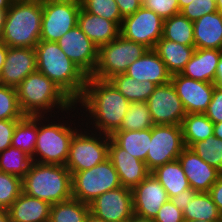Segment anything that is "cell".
Returning a JSON list of instances; mask_svg holds the SVG:
<instances>
[{
  "mask_svg": "<svg viewBox=\"0 0 222 222\" xmlns=\"http://www.w3.org/2000/svg\"><path fill=\"white\" fill-rule=\"evenodd\" d=\"M83 126L77 105L58 115L38 116L34 162L65 165L73 135Z\"/></svg>",
  "mask_w": 222,
  "mask_h": 222,
  "instance_id": "2",
  "label": "cell"
},
{
  "mask_svg": "<svg viewBox=\"0 0 222 222\" xmlns=\"http://www.w3.org/2000/svg\"><path fill=\"white\" fill-rule=\"evenodd\" d=\"M42 0H14L6 12L2 30L8 47L35 48L40 41Z\"/></svg>",
  "mask_w": 222,
  "mask_h": 222,
  "instance_id": "5",
  "label": "cell"
},
{
  "mask_svg": "<svg viewBox=\"0 0 222 222\" xmlns=\"http://www.w3.org/2000/svg\"><path fill=\"white\" fill-rule=\"evenodd\" d=\"M0 222H10L9 214L6 209L0 208Z\"/></svg>",
  "mask_w": 222,
  "mask_h": 222,
  "instance_id": "53",
  "label": "cell"
},
{
  "mask_svg": "<svg viewBox=\"0 0 222 222\" xmlns=\"http://www.w3.org/2000/svg\"><path fill=\"white\" fill-rule=\"evenodd\" d=\"M126 75L137 81H150L157 86L170 82L171 74L153 49H148L140 58L128 66Z\"/></svg>",
  "mask_w": 222,
  "mask_h": 222,
  "instance_id": "21",
  "label": "cell"
},
{
  "mask_svg": "<svg viewBox=\"0 0 222 222\" xmlns=\"http://www.w3.org/2000/svg\"><path fill=\"white\" fill-rule=\"evenodd\" d=\"M214 124L222 122V89L215 86L211 102L204 113Z\"/></svg>",
  "mask_w": 222,
  "mask_h": 222,
  "instance_id": "44",
  "label": "cell"
},
{
  "mask_svg": "<svg viewBox=\"0 0 222 222\" xmlns=\"http://www.w3.org/2000/svg\"><path fill=\"white\" fill-rule=\"evenodd\" d=\"M62 51L87 76H91L98 62V47L77 26L66 32L58 41Z\"/></svg>",
  "mask_w": 222,
  "mask_h": 222,
  "instance_id": "15",
  "label": "cell"
},
{
  "mask_svg": "<svg viewBox=\"0 0 222 222\" xmlns=\"http://www.w3.org/2000/svg\"><path fill=\"white\" fill-rule=\"evenodd\" d=\"M142 7L152 10L163 19L180 14L178 0H143Z\"/></svg>",
  "mask_w": 222,
  "mask_h": 222,
  "instance_id": "42",
  "label": "cell"
},
{
  "mask_svg": "<svg viewBox=\"0 0 222 222\" xmlns=\"http://www.w3.org/2000/svg\"><path fill=\"white\" fill-rule=\"evenodd\" d=\"M14 0H0V11H7Z\"/></svg>",
  "mask_w": 222,
  "mask_h": 222,
  "instance_id": "52",
  "label": "cell"
},
{
  "mask_svg": "<svg viewBox=\"0 0 222 222\" xmlns=\"http://www.w3.org/2000/svg\"><path fill=\"white\" fill-rule=\"evenodd\" d=\"M151 173L164 187L169 199L190 188L188 179L178 159L157 167Z\"/></svg>",
  "mask_w": 222,
  "mask_h": 222,
  "instance_id": "28",
  "label": "cell"
},
{
  "mask_svg": "<svg viewBox=\"0 0 222 222\" xmlns=\"http://www.w3.org/2000/svg\"><path fill=\"white\" fill-rule=\"evenodd\" d=\"M183 222H209V221H201V220H184Z\"/></svg>",
  "mask_w": 222,
  "mask_h": 222,
  "instance_id": "60",
  "label": "cell"
},
{
  "mask_svg": "<svg viewBox=\"0 0 222 222\" xmlns=\"http://www.w3.org/2000/svg\"><path fill=\"white\" fill-rule=\"evenodd\" d=\"M81 9L113 21L121 27L123 17L115 0H82Z\"/></svg>",
  "mask_w": 222,
  "mask_h": 222,
  "instance_id": "38",
  "label": "cell"
},
{
  "mask_svg": "<svg viewBox=\"0 0 222 222\" xmlns=\"http://www.w3.org/2000/svg\"><path fill=\"white\" fill-rule=\"evenodd\" d=\"M31 163L32 159L28 154L13 146L0 152L1 172L13 174L22 179L28 172Z\"/></svg>",
  "mask_w": 222,
  "mask_h": 222,
  "instance_id": "35",
  "label": "cell"
},
{
  "mask_svg": "<svg viewBox=\"0 0 222 222\" xmlns=\"http://www.w3.org/2000/svg\"><path fill=\"white\" fill-rule=\"evenodd\" d=\"M37 70L34 48L8 47L0 73V84L16 88L29 74Z\"/></svg>",
  "mask_w": 222,
  "mask_h": 222,
  "instance_id": "18",
  "label": "cell"
},
{
  "mask_svg": "<svg viewBox=\"0 0 222 222\" xmlns=\"http://www.w3.org/2000/svg\"><path fill=\"white\" fill-rule=\"evenodd\" d=\"M77 25L98 48L120 35V27L115 22L83 9H80Z\"/></svg>",
  "mask_w": 222,
  "mask_h": 222,
  "instance_id": "23",
  "label": "cell"
},
{
  "mask_svg": "<svg viewBox=\"0 0 222 222\" xmlns=\"http://www.w3.org/2000/svg\"><path fill=\"white\" fill-rule=\"evenodd\" d=\"M132 193L134 214L143 218L154 219L169 200L166 190L152 173L135 186Z\"/></svg>",
  "mask_w": 222,
  "mask_h": 222,
  "instance_id": "17",
  "label": "cell"
},
{
  "mask_svg": "<svg viewBox=\"0 0 222 222\" xmlns=\"http://www.w3.org/2000/svg\"><path fill=\"white\" fill-rule=\"evenodd\" d=\"M217 11L216 0H193L180 13L187 19L195 21L205 14Z\"/></svg>",
  "mask_w": 222,
  "mask_h": 222,
  "instance_id": "41",
  "label": "cell"
},
{
  "mask_svg": "<svg viewBox=\"0 0 222 222\" xmlns=\"http://www.w3.org/2000/svg\"><path fill=\"white\" fill-rule=\"evenodd\" d=\"M213 135L219 139H222V122L214 124Z\"/></svg>",
  "mask_w": 222,
  "mask_h": 222,
  "instance_id": "51",
  "label": "cell"
},
{
  "mask_svg": "<svg viewBox=\"0 0 222 222\" xmlns=\"http://www.w3.org/2000/svg\"><path fill=\"white\" fill-rule=\"evenodd\" d=\"M184 220L219 222L222 213L208 192H198L183 210Z\"/></svg>",
  "mask_w": 222,
  "mask_h": 222,
  "instance_id": "32",
  "label": "cell"
},
{
  "mask_svg": "<svg viewBox=\"0 0 222 222\" xmlns=\"http://www.w3.org/2000/svg\"><path fill=\"white\" fill-rule=\"evenodd\" d=\"M117 90L131 102H146L157 87L150 81H137L132 77L123 74H117L109 79Z\"/></svg>",
  "mask_w": 222,
  "mask_h": 222,
  "instance_id": "30",
  "label": "cell"
},
{
  "mask_svg": "<svg viewBox=\"0 0 222 222\" xmlns=\"http://www.w3.org/2000/svg\"><path fill=\"white\" fill-rule=\"evenodd\" d=\"M214 84H215V86L222 89V56L217 64L216 77L214 80Z\"/></svg>",
  "mask_w": 222,
  "mask_h": 222,
  "instance_id": "49",
  "label": "cell"
},
{
  "mask_svg": "<svg viewBox=\"0 0 222 222\" xmlns=\"http://www.w3.org/2000/svg\"><path fill=\"white\" fill-rule=\"evenodd\" d=\"M110 138L130 155L146 163L151 142V128L134 131L117 130Z\"/></svg>",
  "mask_w": 222,
  "mask_h": 222,
  "instance_id": "27",
  "label": "cell"
},
{
  "mask_svg": "<svg viewBox=\"0 0 222 222\" xmlns=\"http://www.w3.org/2000/svg\"><path fill=\"white\" fill-rule=\"evenodd\" d=\"M75 104L86 128L111 136L120 128L130 102L109 80L88 76L83 95Z\"/></svg>",
  "mask_w": 222,
  "mask_h": 222,
  "instance_id": "1",
  "label": "cell"
},
{
  "mask_svg": "<svg viewBox=\"0 0 222 222\" xmlns=\"http://www.w3.org/2000/svg\"><path fill=\"white\" fill-rule=\"evenodd\" d=\"M185 147L213 136L214 123L204 113L186 114L181 123Z\"/></svg>",
  "mask_w": 222,
  "mask_h": 222,
  "instance_id": "29",
  "label": "cell"
},
{
  "mask_svg": "<svg viewBox=\"0 0 222 222\" xmlns=\"http://www.w3.org/2000/svg\"><path fill=\"white\" fill-rule=\"evenodd\" d=\"M188 179L190 187L197 192H209L222 174L201 159L192 149L185 147L177 158Z\"/></svg>",
  "mask_w": 222,
  "mask_h": 222,
  "instance_id": "19",
  "label": "cell"
},
{
  "mask_svg": "<svg viewBox=\"0 0 222 222\" xmlns=\"http://www.w3.org/2000/svg\"><path fill=\"white\" fill-rule=\"evenodd\" d=\"M22 192V179L0 171V208L8 209Z\"/></svg>",
  "mask_w": 222,
  "mask_h": 222,
  "instance_id": "40",
  "label": "cell"
},
{
  "mask_svg": "<svg viewBox=\"0 0 222 222\" xmlns=\"http://www.w3.org/2000/svg\"><path fill=\"white\" fill-rule=\"evenodd\" d=\"M22 192L50 205L72 198L71 172L65 165L32 161L22 178Z\"/></svg>",
  "mask_w": 222,
  "mask_h": 222,
  "instance_id": "6",
  "label": "cell"
},
{
  "mask_svg": "<svg viewBox=\"0 0 222 222\" xmlns=\"http://www.w3.org/2000/svg\"><path fill=\"white\" fill-rule=\"evenodd\" d=\"M16 88L0 84V120L22 119Z\"/></svg>",
  "mask_w": 222,
  "mask_h": 222,
  "instance_id": "39",
  "label": "cell"
},
{
  "mask_svg": "<svg viewBox=\"0 0 222 222\" xmlns=\"http://www.w3.org/2000/svg\"><path fill=\"white\" fill-rule=\"evenodd\" d=\"M154 123L146 102H131L118 130L134 131L152 128Z\"/></svg>",
  "mask_w": 222,
  "mask_h": 222,
  "instance_id": "36",
  "label": "cell"
},
{
  "mask_svg": "<svg viewBox=\"0 0 222 222\" xmlns=\"http://www.w3.org/2000/svg\"><path fill=\"white\" fill-rule=\"evenodd\" d=\"M19 120H0V152L11 146L13 132Z\"/></svg>",
  "mask_w": 222,
  "mask_h": 222,
  "instance_id": "45",
  "label": "cell"
},
{
  "mask_svg": "<svg viewBox=\"0 0 222 222\" xmlns=\"http://www.w3.org/2000/svg\"><path fill=\"white\" fill-rule=\"evenodd\" d=\"M193 0H178L180 11Z\"/></svg>",
  "mask_w": 222,
  "mask_h": 222,
  "instance_id": "57",
  "label": "cell"
},
{
  "mask_svg": "<svg viewBox=\"0 0 222 222\" xmlns=\"http://www.w3.org/2000/svg\"><path fill=\"white\" fill-rule=\"evenodd\" d=\"M47 1H53V2H71V3H77L81 5L82 0H47Z\"/></svg>",
  "mask_w": 222,
  "mask_h": 222,
  "instance_id": "58",
  "label": "cell"
},
{
  "mask_svg": "<svg viewBox=\"0 0 222 222\" xmlns=\"http://www.w3.org/2000/svg\"><path fill=\"white\" fill-rule=\"evenodd\" d=\"M185 148L181 125H154L151 128V142L146 157L147 169L176 160Z\"/></svg>",
  "mask_w": 222,
  "mask_h": 222,
  "instance_id": "10",
  "label": "cell"
},
{
  "mask_svg": "<svg viewBox=\"0 0 222 222\" xmlns=\"http://www.w3.org/2000/svg\"><path fill=\"white\" fill-rule=\"evenodd\" d=\"M130 220H131V222H155L153 219L139 217L135 214L133 215V217Z\"/></svg>",
  "mask_w": 222,
  "mask_h": 222,
  "instance_id": "54",
  "label": "cell"
},
{
  "mask_svg": "<svg viewBox=\"0 0 222 222\" xmlns=\"http://www.w3.org/2000/svg\"><path fill=\"white\" fill-rule=\"evenodd\" d=\"M222 50L195 48L191 59L180 73L186 78L214 83Z\"/></svg>",
  "mask_w": 222,
  "mask_h": 222,
  "instance_id": "22",
  "label": "cell"
},
{
  "mask_svg": "<svg viewBox=\"0 0 222 222\" xmlns=\"http://www.w3.org/2000/svg\"><path fill=\"white\" fill-rule=\"evenodd\" d=\"M7 11H0V30H3V25L5 21V15Z\"/></svg>",
  "mask_w": 222,
  "mask_h": 222,
  "instance_id": "56",
  "label": "cell"
},
{
  "mask_svg": "<svg viewBox=\"0 0 222 222\" xmlns=\"http://www.w3.org/2000/svg\"><path fill=\"white\" fill-rule=\"evenodd\" d=\"M72 198L90 204L103 193L121 187L119 176L108 158L96 166L71 172Z\"/></svg>",
  "mask_w": 222,
  "mask_h": 222,
  "instance_id": "9",
  "label": "cell"
},
{
  "mask_svg": "<svg viewBox=\"0 0 222 222\" xmlns=\"http://www.w3.org/2000/svg\"><path fill=\"white\" fill-rule=\"evenodd\" d=\"M190 149L222 173V139L213 135L194 143Z\"/></svg>",
  "mask_w": 222,
  "mask_h": 222,
  "instance_id": "37",
  "label": "cell"
},
{
  "mask_svg": "<svg viewBox=\"0 0 222 222\" xmlns=\"http://www.w3.org/2000/svg\"><path fill=\"white\" fill-rule=\"evenodd\" d=\"M110 136L84 125L73 135L65 166L70 172L90 169L108 159Z\"/></svg>",
  "mask_w": 222,
  "mask_h": 222,
  "instance_id": "7",
  "label": "cell"
},
{
  "mask_svg": "<svg viewBox=\"0 0 222 222\" xmlns=\"http://www.w3.org/2000/svg\"><path fill=\"white\" fill-rule=\"evenodd\" d=\"M153 220L155 222H183V211L178 209L169 199L161 206Z\"/></svg>",
  "mask_w": 222,
  "mask_h": 222,
  "instance_id": "43",
  "label": "cell"
},
{
  "mask_svg": "<svg viewBox=\"0 0 222 222\" xmlns=\"http://www.w3.org/2000/svg\"><path fill=\"white\" fill-rule=\"evenodd\" d=\"M217 10L222 13V0H216Z\"/></svg>",
  "mask_w": 222,
  "mask_h": 222,
  "instance_id": "59",
  "label": "cell"
},
{
  "mask_svg": "<svg viewBox=\"0 0 222 222\" xmlns=\"http://www.w3.org/2000/svg\"><path fill=\"white\" fill-rule=\"evenodd\" d=\"M154 125H181L186 111L171 82L157 86L146 101Z\"/></svg>",
  "mask_w": 222,
  "mask_h": 222,
  "instance_id": "14",
  "label": "cell"
},
{
  "mask_svg": "<svg viewBox=\"0 0 222 222\" xmlns=\"http://www.w3.org/2000/svg\"><path fill=\"white\" fill-rule=\"evenodd\" d=\"M90 213L105 222H124L133 215V193L127 187L109 190L90 204Z\"/></svg>",
  "mask_w": 222,
  "mask_h": 222,
  "instance_id": "13",
  "label": "cell"
},
{
  "mask_svg": "<svg viewBox=\"0 0 222 222\" xmlns=\"http://www.w3.org/2000/svg\"><path fill=\"white\" fill-rule=\"evenodd\" d=\"M81 5L71 2L42 0L40 40L58 41L66 32L77 26Z\"/></svg>",
  "mask_w": 222,
  "mask_h": 222,
  "instance_id": "11",
  "label": "cell"
},
{
  "mask_svg": "<svg viewBox=\"0 0 222 222\" xmlns=\"http://www.w3.org/2000/svg\"><path fill=\"white\" fill-rule=\"evenodd\" d=\"M193 21L181 13L164 19L163 38L182 45L194 46Z\"/></svg>",
  "mask_w": 222,
  "mask_h": 222,
  "instance_id": "34",
  "label": "cell"
},
{
  "mask_svg": "<svg viewBox=\"0 0 222 222\" xmlns=\"http://www.w3.org/2000/svg\"><path fill=\"white\" fill-rule=\"evenodd\" d=\"M37 134L38 116L25 115L15 126L11 146L25 152L34 161Z\"/></svg>",
  "mask_w": 222,
  "mask_h": 222,
  "instance_id": "31",
  "label": "cell"
},
{
  "mask_svg": "<svg viewBox=\"0 0 222 222\" xmlns=\"http://www.w3.org/2000/svg\"><path fill=\"white\" fill-rule=\"evenodd\" d=\"M193 26L195 48L222 50V13L205 14Z\"/></svg>",
  "mask_w": 222,
  "mask_h": 222,
  "instance_id": "24",
  "label": "cell"
},
{
  "mask_svg": "<svg viewBox=\"0 0 222 222\" xmlns=\"http://www.w3.org/2000/svg\"><path fill=\"white\" fill-rule=\"evenodd\" d=\"M163 26L162 17L141 6L133 15L123 18L120 35L148 49H154L163 36Z\"/></svg>",
  "mask_w": 222,
  "mask_h": 222,
  "instance_id": "12",
  "label": "cell"
},
{
  "mask_svg": "<svg viewBox=\"0 0 222 222\" xmlns=\"http://www.w3.org/2000/svg\"><path fill=\"white\" fill-rule=\"evenodd\" d=\"M170 82L181 99L186 114L205 113L212 99L214 83L186 78L181 74L172 75Z\"/></svg>",
  "mask_w": 222,
  "mask_h": 222,
  "instance_id": "16",
  "label": "cell"
},
{
  "mask_svg": "<svg viewBox=\"0 0 222 222\" xmlns=\"http://www.w3.org/2000/svg\"><path fill=\"white\" fill-rule=\"evenodd\" d=\"M208 193L210 194L212 201L216 204L217 208L222 213V174L212 185Z\"/></svg>",
  "mask_w": 222,
  "mask_h": 222,
  "instance_id": "48",
  "label": "cell"
},
{
  "mask_svg": "<svg viewBox=\"0 0 222 222\" xmlns=\"http://www.w3.org/2000/svg\"><path fill=\"white\" fill-rule=\"evenodd\" d=\"M164 62L171 75L180 74L191 59L195 47L161 37L153 49Z\"/></svg>",
  "mask_w": 222,
  "mask_h": 222,
  "instance_id": "26",
  "label": "cell"
},
{
  "mask_svg": "<svg viewBox=\"0 0 222 222\" xmlns=\"http://www.w3.org/2000/svg\"><path fill=\"white\" fill-rule=\"evenodd\" d=\"M86 222H105L102 219H99L97 217H95L94 215H92L91 213L88 215Z\"/></svg>",
  "mask_w": 222,
  "mask_h": 222,
  "instance_id": "55",
  "label": "cell"
},
{
  "mask_svg": "<svg viewBox=\"0 0 222 222\" xmlns=\"http://www.w3.org/2000/svg\"><path fill=\"white\" fill-rule=\"evenodd\" d=\"M89 214V204L71 198L51 205L48 222H86Z\"/></svg>",
  "mask_w": 222,
  "mask_h": 222,
  "instance_id": "33",
  "label": "cell"
},
{
  "mask_svg": "<svg viewBox=\"0 0 222 222\" xmlns=\"http://www.w3.org/2000/svg\"><path fill=\"white\" fill-rule=\"evenodd\" d=\"M0 43H3V40H2V31L0 30Z\"/></svg>",
  "mask_w": 222,
  "mask_h": 222,
  "instance_id": "61",
  "label": "cell"
},
{
  "mask_svg": "<svg viewBox=\"0 0 222 222\" xmlns=\"http://www.w3.org/2000/svg\"><path fill=\"white\" fill-rule=\"evenodd\" d=\"M197 191H194L191 187L184 190L183 192H179L177 196L172 197L170 200L173 202V204L183 211L187 204L192 201L194 196L197 194Z\"/></svg>",
  "mask_w": 222,
  "mask_h": 222,
  "instance_id": "47",
  "label": "cell"
},
{
  "mask_svg": "<svg viewBox=\"0 0 222 222\" xmlns=\"http://www.w3.org/2000/svg\"><path fill=\"white\" fill-rule=\"evenodd\" d=\"M51 205L21 192L7 209L10 222H48Z\"/></svg>",
  "mask_w": 222,
  "mask_h": 222,
  "instance_id": "25",
  "label": "cell"
},
{
  "mask_svg": "<svg viewBox=\"0 0 222 222\" xmlns=\"http://www.w3.org/2000/svg\"><path fill=\"white\" fill-rule=\"evenodd\" d=\"M37 71L58 85L75 103L82 97L87 75L57 42L40 40L35 46Z\"/></svg>",
  "mask_w": 222,
  "mask_h": 222,
  "instance_id": "4",
  "label": "cell"
},
{
  "mask_svg": "<svg viewBox=\"0 0 222 222\" xmlns=\"http://www.w3.org/2000/svg\"><path fill=\"white\" fill-rule=\"evenodd\" d=\"M16 91L25 115H58L75 105L58 85L37 70L29 74L16 87Z\"/></svg>",
  "mask_w": 222,
  "mask_h": 222,
  "instance_id": "3",
  "label": "cell"
},
{
  "mask_svg": "<svg viewBox=\"0 0 222 222\" xmlns=\"http://www.w3.org/2000/svg\"><path fill=\"white\" fill-rule=\"evenodd\" d=\"M108 158L112 161L123 187L133 189L151 173L145 162L120 148L111 138Z\"/></svg>",
  "mask_w": 222,
  "mask_h": 222,
  "instance_id": "20",
  "label": "cell"
},
{
  "mask_svg": "<svg viewBox=\"0 0 222 222\" xmlns=\"http://www.w3.org/2000/svg\"><path fill=\"white\" fill-rule=\"evenodd\" d=\"M147 50L144 45L119 35L113 41L98 48V62L90 77L109 80L117 74H123L128 66Z\"/></svg>",
  "mask_w": 222,
  "mask_h": 222,
  "instance_id": "8",
  "label": "cell"
},
{
  "mask_svg": "<svg viewBox=\"0 0 222 222\" xmlns=\"http://www.w3.org/2000/svg\"><path fill=\"white\" fill-rule=\"evenodd\" d=\"M8 46L4 43H0V73L7 57Z\"/></svg>",
  "mask_w": 222,
  "mask_h": 222,
  "instance_id": "50",
  "label": "cell"
},
{
  "mask_svg": "<svg viewBox=\"0 0 222 222\" xmlns=\"http://www.w3.org/2000/svg\"><path fill=\"white\" fill-rule=\"evenodd\" d=\"M123 18L133 15L141 6L143 0H115Z\"/></svg>",
  "mask_w": 222,
  "mask_h": 222,
  "instance_id": "46",
  "label": "cell"
}]
</instances>
